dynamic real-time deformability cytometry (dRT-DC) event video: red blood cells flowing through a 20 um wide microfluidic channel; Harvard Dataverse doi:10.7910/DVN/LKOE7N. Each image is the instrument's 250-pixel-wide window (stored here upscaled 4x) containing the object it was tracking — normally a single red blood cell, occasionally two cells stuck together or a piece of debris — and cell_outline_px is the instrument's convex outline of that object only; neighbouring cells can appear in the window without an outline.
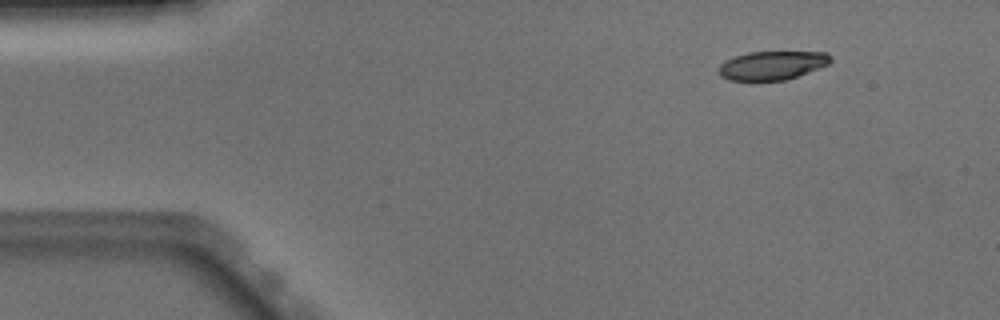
{"species": "Egyptian fruit bat (a non-hibernating species)", "species_latin": "Rousettus aegyptiacus", "temperature_condition": "warm", "stored_images_in_passage": 46, "camera_frame_rate_fps": 3000, "um_per_image_px": 0.085, "animal": {"sex": "male"}, "frame": {"image": 1, "passage_image": 1, "time_ms": 0.0, "image_size_px": [1000, 320], "cell_outline_px": [[832, 60], [828, 64], [796, 76], [784, 80], [728, 80], [720, 76], [716, 72], [720, 64], [724, 60], [748, 52], [828, 52], [832, 56]], "centroid_in_image_um": [65.59, 5.55], "position_along_channel_um": 19.4, "area_um2": 18.67}}
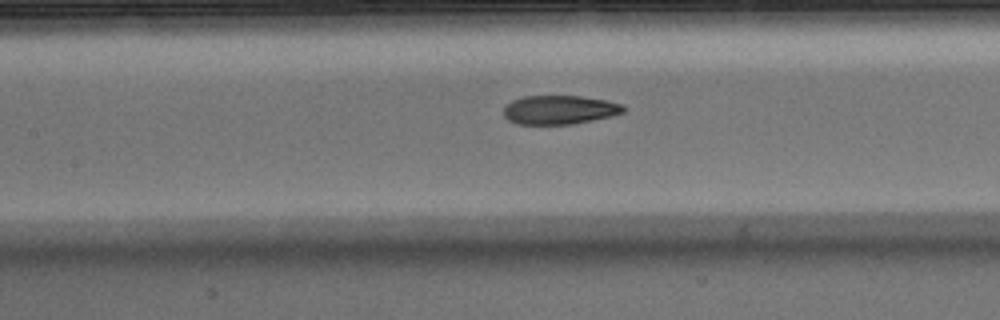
{"frame": {"image": 2, "passage_image": 18, "time_ms": 5.667, "image_size_px": [1000, 320], "cell_outline_px": [[624, 112], [592, 120], [572, 124], [516, 124], [508, 120], [504, 116], [504, 108], [512, 100], [524, 96], [580, 96], [608, 100], [620, 104], [624, 108]], "centroid_in_image_um": [47.52, 9.33], "position_along_channel_um": 159.9, "area_um2": 20.0}}
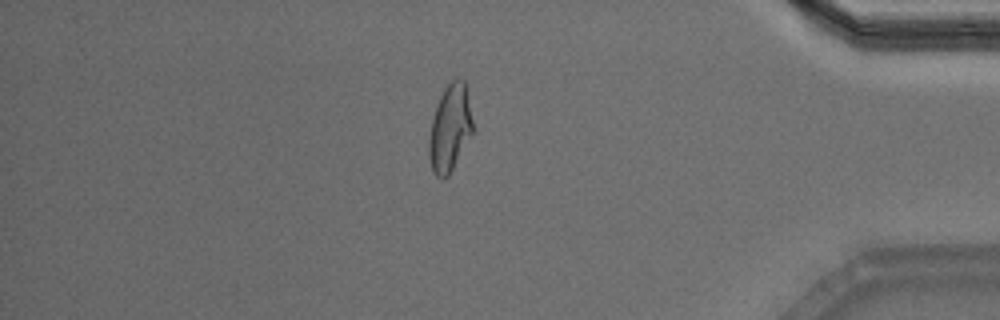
{"frame": {"image": 3, "passage_image": 39, "time_ms": 12.667, "image_size_px": [1000, 320], "cell_outline_px": [[472, 132], [448, 176], [444, 180], [440, 180], [432, 172], [428, 156], [428, 136], [432, 120], [440, 96], [444, 88], [456, 76], [464, 80], [472, 120]], "centroid_in_image_um": [38.2, 10.92], "position_along_channel_um": 397.0, "area_um2": 21.96}, "authors_computed_cell_mechanics": {"area_um2": 21.4727, "velocity_mm_per_s": 3.8938, "shape_relaxation_time_tau1_ms": 4.6483, "shape_relaxation_time_tau2_ms": 1.5366, "deformation_change_tau1": 0.2099, "deformation_change_tau2": 0.0822}}